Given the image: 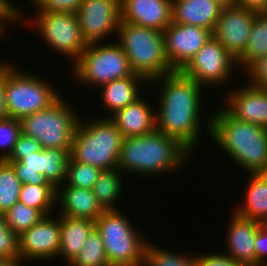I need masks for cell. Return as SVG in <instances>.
<instances>
[{
    "label": "cell",
    "mask_w": 267,
    "mask_h": 266,
    "mask_svg": "<svg viewBox=\"0 0 267 266\" xmlns=\"http://www.w3.org/2000/svg\"><path fill=\"white\" fill-rule=\"evenodd\" d=\"M267 55V15L258 12L251 27L244 53L236 60L237 69L245 72L255 61ZM243 68V69H242Z\"/></svg>",
    "instance_id": "obj_25"
},
{
    "label": "cell",
    "mask_w": 267,
    "mask_h": 266,
    "mask_svg": "<svg viewBox=\"0 0 267 266\" xmlns=\"http://www.w3.org/2000/svg\"><path fill=\"white\" fill-rule=\"evenodd\" d=\"M36 12V13H35ZM35 17L29 23L44 43L61 56L72 59V65L79 59L82 52L87 48L79 20L73 13H56L49 11H34ZM34 25V26H33Z\"/></svg>",
    "instance_id": "obj_10"
},
{
    "label": "cell",
    "mask_w": 267,
    "mask_h": 266,
    "mask_svg": "<svg viewBox=\"0 0 267 266\" xmlns=\"http://www.w3.org/2000/svg\"><path fill=\"white\" fill-rule=\"evenodd\" d=\"M149 83L151 86L158 83L160 87L158 108L155 105L156 130L178 140L193 153L200 142L203 124L202 127L207 128L206 133L210 136V114L206 117L207 122L206 119L200 120L204 108L201 102L204 96H201L205 87L186 78L180 71L161 76Z\"/></svg>",
    "instance_id": "obj_1"
},
{
    "label": "cell",
    "mask_w": 267,
    "mask_h": 266,
    "mask_svg": "<svg viewBox=\"0 0 267 266\" xmlns=\"http://www.w3.org/2000/svg\"><path fill=\"white\" fill-rule=\"evenodd\" d=\"M11 62H4V92L8 117L20 120L48 108L60 92L37 74L20 70ZM58 90V91H57Z\"/></svg>",
    "instance_id": "obj_6"
},
{
    "label": "cell",
    "mask_w": 267,
    "mask_h": 266,
    "mask_svg": "<svg viewBox=\"0 0 267 266\" xmlns=\"http://www.w3.org/2000/svg\"><path fill=\"white\" fill-rule=\"evenodd\" d=\"M70 153L64 149L45 148L44 177L54 188L65 183Z\"/></svg>",
    "instance_id": "obj_33"
},
{
    "label": "cell",
    "mask_w": 267,
    "mask_h": 266,
    "mask_svg": "<svg viewBox=\"0 0 267 266\" xmlns=\"http://www.w3.org/2000/svg\"><path fill=\"white\" fill-rule=\"evenodd\" d=\"M60 218V250L58 257L64 259L69 265L80 253L85 240L95 228V221L88 218H73L59 215Z\"/></svg>",
    "instance_id": "obj_23"
},
{
    "label": "cell",
    "mask_w": 267,
    "mask_h": 266,
    "mask_svg": "<svg viewBox=\"0 0 267 266\" xmlns=\"http://www.w3.org/2000/svg\"><path fill=\"white\" fill-rule=\"evenodd\" d=\"M3 215L6 224L18 235L38 223L45 216L39 209L28 207L19 201Z\"/></svg>",
    "instance_id": "obj_32"
},
{
    "label": "cell",
    "mask_w": 267,
    "mask_h": 266,
    "mask_svg": "<svg viewBox=\"0 0 267 266\" xmlns=\"http://www.w3.org/2000/svg\"><path fill=\"white\" fill-rule=\"evenodd\" d=\"M107 42L88 43L87 48L72 65L70 73L78 85L99 89L113 80L135 74L120 44L116 40Z\"/></svg>",
    "instance_id": "obj_9"
},
{
    "label": "cell",
    "mask_w": 267,
    "mask_h": 266,
    "mask_svg": "<svg viewBox=\"0 0 267 266\" xmlns=\"http://www.w3.org/2000/svg\"><path fill=\"white\" fill-rule=\"evenodd\" d=\"M258 11L239 5L223 7L212 36L237 60L245 51Z\"/></svg>",
    "instance_id": "obj_14"
},
{
    "label": "cell",
    "mask_w": 267,
    "mask_h": 266,
    "mask_svg": "<svg viewBox=\"0 0 267 266\" xmlns=\"http://www.w3.org/2000/svg\"><path fill=\"white\" fill-rule=\"evenodd\" d=\"M22 183L17 177L13 166L0 160V213L4 214L19 199Z\"/></svg>",
    "instance_id": "obj_31"
},
{
    "label": "cell",
    "mask_w": 267,
    "mask_h": 266,
    "mask_svg": "<svg viewBox=\"0 0 267 266\" xmlns=\"http://www.w3.org/2000/svg\"><path fill=\"white\" fill-rule=\"evenodd\" d=\"M122 174L119 168L102 170L92 188L95 197L105 210L118 209L116 202L124 191Z\"/></svg>",
    "instance_id": "obj_26"
},
{
    "label": "cell",
    "mask_w": 267,
    "mask_h": 266,
    "mask_svg": "<svg viewBox=\"0 0 267 266\" xmlns=\"http://www.w3.org/2000/svg\"><path fill=\"white\" fill-rule=\"evenodd\" d=\"M210 138L247 175L267 172V128L234 119L219 108L210 114Z\"/></svg>",
    "instance_id": "obj_3"
},
{
    "label": "cell",
    "mask_w": 267,
    "mask_h": 266,
    "mask_svg": "<svg viewBox=\"0 0 267 266\" xmlns=\"http://www.w3.org/2000/svg\"><path fill=\"white\" fill-rule=\"evenodd\" d=\"M23 262L20 257L15 259H0V266H25Z\"/></svg>",
    "instance_id": "obj_45"
},
{
    "label": "cell",
    "mask_w": 267,
    "mask_h": 266,
    "mask_svg": "<svg viewBox=\"0 0 267 266\" xmlns=\"http://www.w3.org/2000/svg\"><path fill=\"white\" fill-rule=\"evenodd\" d=\"M190 154L178 140L155 129L148 134L123 138L118 168L125 178L126 174L128 177L140 174L145 178L168 176L178 167L183 168Z\"/></svg>",
    "instance_id": "obj_2"
},
{
    "label": "cell",
    "mask_w": 267,
    "mask_h": 266,
    "mask_svg": "<svg viewBox=\"0 0 267 266\" xmlns=\"http://www.w3.org/2000/svg\"><path fill=\"white\" fill-rule=\"evenodd\" d=\"M237 68L236 59L213 36L195 54V56L180 70L189 79L195 80L201 86L219 87L231 82L232 72ZM223 83V84H222ZM218 85V86H217Z\"/></svg>",
    "instance_id": "obj_11"
},
{
    "label": "cell",
    "mask_w": 267,
    "mask_h": 266,
    "mask_svg": "<svg viewBox=\"0 0 267 266\" xmlns=\"http://www.w3.org/2000/svg\"><path fill=\"white\" fill-rule=\"evenodd\" d=\"M246 84L227 91L223 109L234 119L267 128V89Z\"/></svg>",
    "instance_id": "obj_16"
},
{
    "label": "cell",
    "mask_w": 267,
    "mask_h": 266,
    "mask_svg": "<svg viewBox=\"0 0 267 266\" xmlns=\"http://www.w3.org/2000/svg\"><path fill=\"white\" fill-rule=\"evenodd\" d=\"M9 162L22 184H50L44 177L45 170V148L27 155L20 161Z\"/></svg>",
    "instance_id": "obj_28"
},
{
    "label": "cell",
    "mask_w": 267,
    "mask_h": 266,
    "mask_svg": "<svg viewBox=\"0 0 267 266\" xmlns=\"http://www.w3.org/2000/svg\"><path fill=\"white\" fill-rule=\"evenodd\" d=\"M20 133L19 120L8 117L0 121V160L10 155Z\"/></svg>",
    "instance_id": "obj_35"
},
{
    "label": "cell",
    "mask_w": 267,
    "mask_h": 266,
    "mask_svg": "<svg viewBox=\"0 0 267 266\" xmlns=\"http://www.w3.org/2000/svg\"><path fill=\"white\" fill-rule=\"evenodd\" d=\"M163 35L167 59L175 71H180L211 38L212 32L200 26L171 22Z\"/></svg>",
    "instance_id": "obj_15"
},
{
    "label": "cell",
    "mask_w": 267,
    "mask_h": 266,
    "mask_svg": "<svg viewBox=\"0 0 267 266\" xmlns=\"http://www.w3.org/2000/svg\"><path fill=\"white\" fill-rule=\"evenodd\" d=\"M65 99L62 95L48 108L21 118V133L39 141L42 148L64 149L70 153L80 115Z\"/></svg>",
    "instance_id": "obj_8"
},
{
    "label": "cell",
    "mask_w": 267,
    "mask_h": 266,
    "mask_svg": "<svg viewBox=\"0 0 267 266\" xmlns=\"http://www.w3.org/2000/svg\"><path fill=\"white\" fill-rule=\"evenodd\" d=\"M226 229V253L244 266H255L254 242L259 226L258 220L247 219L237 215L234 211L230 216Z\"/></svg>",
    "instance_id": "obj_17"
},
{
    "label": "cell",
    "mask_w": 267,
    "mask_h": 266,
    "mask_svg": "<svg viewBox=\"0 0 267 266\" xmlns=\"http://www.w3.org/2000/svg\"><path fill=\"white\" fill-rule=\"evenodd\" d=\"M101 169L68 159L65 183L72 187L93 188L98 179Z\"/></svg>",
    "instance_id": "obj_34"
},
{
    "label": "cell",
    "mask_w": 267,
    "mask_h": 266,
    "mask_svg": "<svg viewBox=\"0 0 267 266\" xmlns=\"http://www.w3.org/2000/svg\"><path fill=\"white\" fill-rule=\"evenodd\" d=\"M223 7L235 6L237 5V0H215Z\"/></svg>",
    "instance_id": "obj_46"
},
{
    "label": "cell",
    "mask_w": 267,
    "mask_h": 266,
    "mask_svg": "<svg viewBox=\"0 0 267 266\" xmlns=\"http://www.w3.org/2000/svg\"><path fill=\"white\" fill-rule=\"evenodd\" d=\"M261 13H263V14H266L267 15V2H266V6H265V8L261 11Z\"/></svg>",
    "instance_id": "obj_47"
},
{
    "label": "cell",
    "mask_w": 267,
    "mask_h": 266,
    "mask_svg": "<svg viewBox=\"0 0 267 266\" xmlns=\"http://www.w3.org/2000/svg\"><path fill=\"white\" fill-rule=\"evenodd\" d=\"M161 247L147 241L143 266H197L195 255L178 254Z\"/></svg>",
    "instance_id": "obj_30"
},
{
    "label": "cell",
    "mask_w": 267,
    "mask_h": 266,
    "mask_svg": "<svg viewBox=\"0 0 267 266\" xmlns=\"http://www.w3.org/2000/svg\"><path fill=\"white\" fill-rule=\"evenodd\" d=\"M244 201L234 212L241 217L267 223V172L248 173Z\"/></svg>",
    "instance_id": "obj_24"
},
{
    "label": "cell",
    "mask_w": 267,
    "mask_h": 266,
    "mask_svg": "<svg viewBox=\"0 0 267 266\" xmlns=\"http://www.w3.org/2000/svg\"><path fill=\"white\" fill-rule=\"evenodd\" d=\"M0 61V121L8 118L4 92V61Z\"/></svg>",
    "instance_id": "obj_43"
},
{
    "label": "cell",
    "mask_w": 267,
    "mask_h": 266,
    "mask_svg": "<svg viewBox=\"0 0 267 266\" xmlns=\"http://www.w3.org/2000/svg\"><path fill=\"white\" fill-rule=\"evenodd\" d=\"M56 188L51 184H22L18 201L39 209L45 216L51 215L56 206ZM54 207V208H53Z\"/></svg>",
    "instance_id": "obj_27"
},
{
    "label": "cell",
    "mask_w": 267,
    "mask_h": 266,
    "mask_svg": "<svg viewBox=\"0 0 267 266\" xmlns=\"http://www.w3.org/2000/svg\"><path fill=\"white\" fill-rule=\"evenodd\" d=\"M69 266H110L102 237L96 228L90 232L82 250Z\"/></svg>",
    "instance_id": "obj_29"
},
{
    "label": "cell",
    "mask_w": 267,
    "mask_h": 266,
    "mask_svg": "<svg viewBox=\"0 0 267 266\" xmlns=\"http://www.w3.org/2000/svg\"><path fill=\"white\" fill-rule=\"evenodd\" d=\"M116 37L133 72L148 82L176 72L166 56L163 32L121 21Z\"/></svg>",
    "instance_id": "obj_4"
},
{
    "label": "cell",
    "mask_w": 267,
    "mask_h": 266,
    "mask_svg": "<svg viewBox=\"0 0 267 266\" xmlns=\"http://www.w3.org/2000/svg\"><path fill=\"white\" fill-rule=\"evenodd\" d=\"M55 202L56 205L60 204L57 207L61 206V212L58 215L73 218H88L96 221L105 211L91 189L72 187L66 183L56 188Z\"/></svg>",
    "instance_id": "obj_20"
},
{
    "label": "cell",
    "mask_w": 267,
    "mask_h": 266,
    "mask_svg": "<svg viewBox=\"0 0 267 266\" xmlns=\"http://www.w3.org/2000/svg\"><path fill=\"white\" fill-rule=\"evenodd\" d=\"M120 209L105 210L95 221L110 266H143L147 241ZM144 236V237H143Z\"/></svg>",
    "instance_id": "obj_7"
},
{
    "label": "cell",
    "mask_w": 267,
    "mask_h": 266,
    "mask_svg": "<svg viewBox=\"0 0 267 266\" xmlns=\"http://www.w3.org/2000/svg\"><path fill=\"white\" fill-rule=\"evenodd\" d=\"M267 0H237V5L261 12L266 6Z\"/></svg>",
    "instance_id": "obj_44"
},
{
    "label": "cell",
    "mask_w": 267,
    "mask_h": 266,
    "mask_svg": "<svg viewBox=\"0 0 267 266\" xmlns=\"http://www.w3.org/2000/svg\"><path fill=\"white\" fill-rule=\"evenodd\" d=\"M1 35H4L5 36V34L0 30V37H1Z\"/></svg>",
    "instance_id": "obj_48"
},
{
    "label": "cell",
    "mask_w": 267,
    "mask_h": 266,
    "mask_svg": "<svg viewBox=\"0 0 267 266\" xmlns=\"http://www.w3.org/2000/svg\"><path fill=\"white\" fill-rule=\"evenodd\" d=\"M146 86L150 83L140 75L134 74L133 76L124 77L120 79L113 80L107 84H104L100 87L102 99L101 103L105 110L110 112V114L103 117H109L113 115L119 109L125 108L127 105L135 102L141 97L142 86ZM142 85V86H141ZM140 89H142L140 91ZM141 92V93H140Z\"/></svg>",
    "instance_id": "obj_22"
},
{
    "label": "cell",
    "mask_w": 267,
    "mask_h": 266,
    "mask_svg": "<svg viewBox=\"0 0 267 266\" xmlns=\"http://www.w3.org/2000/svg\"><path fill=\"white\" fill-rule=\"evenodd\" d=\"M222 8L215 0H173L172 22L200 26L212 32Z\"/></svg>",
    "instance_id": "obj_21"
},
{
    "label": "cell",
    "mask_w": 267,
    "mask_h": 266,
    "mask_svg": "<svg viewBox=\"0 0 267 266\" xmlns=\"http://www.w3.org/2000/svg\"><path fill=\"white\" fill-rule=\"evenodd\" d=\"M245 73L250 85L267 89V55L255 61Z\"/></svg>",
    "instance_id": "obj_40"
},
{
    "label": "cell",
    "mask_w": 267,
    "mask_h": 266,
    "mask_svg": "<svg viewBox=\"0 0 267 266\" xmlns=\"http://www.w3.org/2000/svg\"><path fill=\"white\" fill-rule=\"evenodd\" d=\"M19 255V235L6 224L0 213V259H15Z\"/></svg>",
    "instance_id": "obj_36"
},
{
    "label": "cell",
    "mask_w": 267,
    "mask_h": 266,
    "mask_svg": "<svg viewBox=\"0 0 267 266\" xmlns=\"http://www.w3.org/2000/svg\"><path fill=\"white\" fill-rule=\"evenodd\" d=\"M255 266H267V223H262L254 242Z\"/></svg>",
    "instance_id": "obj_42"
},
{
    "label": "cell",
    "mask_w": 267,
    "mask_h": 266,
    "mask_svg": "<svg viewBox=\"0 0 267 266\" xmlns=\"http://www.w3.org/2000/svg\"><path fill=\"white\" fill-rule=\"evenodd\" d=\"M60 218L44 216L38 223L19 235V255L27 261L56 259L60 250ZM27 259V260H26Z\"/></svg>",
    "instance_id": "obj_13"
},
{
    "label": "cell",
    "mask_w": 267,
    "mask_h": 266,
    "mask_svg": "<svg viewBox=\"0 0 267 266\" xmlns=\"http://www.w3.org/2000/svg\"><path fill=\"white\" fill-rule=\"evenodd\" d=\"M37 11L76 14L83 0H30Z\"/></svg>",
    "instance_id": "obj_37"
},
{
    "label": "cell",
    "mask_w": 267,
    "mask_h": 266,
    "mask_svg": "<svg viewBox=\"0 0 267 266\" xmlns=\"http://www.w3.org/2000/svg\"><path fill=\"white\" fill-rule=\"evenodd\" d=\"M173 0H120L121 21L163 32L172 22Z\"/></svg>",
    "instance_id": "obj_18"
},
{
    "label": "cell",
    "mask_w": 267,
    "mask_h": 266,
    "mask_svg": "<svg viewBox=\"0 0 267 266\" xmlns=\"http://www.w3.org/2000/svg\"><path fill=\"white\" fill-rule=\"evenodd\" d=\"M40 150H42V147L39 141L20 133L10 155L5 161H20L27 155L32 154V152Z\"/></svg>",
    "instance_id": "obj_38"
},
{
    "label": "cell",
    "mask_w": 267,
    "mask_h": 266,
    "mask_svg": "<svg viewBox=\"0 0 267 266\" xmlns=\"http://www.w3.org/2000/svg\"><path fill=\"white\" fill-rule=\"evenodd\" d=\"M197 266H244L226 253H210L195 255Z\"/></svg>",
    "instance_id": "obj_41"
},
{
    "label": "cell",
    "mask_w": 267,
    "mask_h": 266,
    "mask_svg": "<svg viewBox=\"0 0 267 266\" xmlns=\"http://www.w3.org/2000/svg\"><path fill=\"white\" fill-rule=\"evenodd\" d=\"M15 3L12 2V0H0V30L5 33L7 31L6 25L15 24V23H21L24 20L23 10L17 5H14ZM23 17V19H22ZM18 21V22H17ZM11 22V23H10ZM9 23V24H6ZM6 28V31L4 30Z\"/></svg>",
    "instance_id": "obj_39"
},
{
    "label": "cell",
    "mask_w": 267,
    "mask_h": 266,
    "mask_svg": "<svg viewBox=\"0 0 267 266\" xmlns=\"http://www.w3.org/2000/svg\"><path fill=\"white\" fill-rule=\"evenodd\" d=\"M76 15L87 43L104 42L108 36L117 35L120 0H83Z\"/></svg>",
    "instance_id": "obj_12"
},
{
    "label": "cell",
    "mask_w": 267,
    "mask_h": 266,
    "mask_svg": "<svg viewBox=\"0 0 267 266\" xmlns=\"http://www.w3.org/2000/svg\"><path fill=\"white\" fill-rule=\"evenodd\" d=\"M147 99L141 96L109 117L123 138L148 134L156 129L155 108L154 105L151 106L152 102L146 101Z\"/></svg>",
    "instance_id": "obj_19"
},
{
    "label": "cell",
    "mask_w": 267,
    "mask_h": 266,
    "mask_svg": "<svg viewBox=\"0 0 267 266\" xmlns=\"http://www.w3.org/2000/svg\"><path fill=\"white\" fill-rule=\"evenodd\" d=\"M79 118L70 157L101 170L118 168L123 136L109 117L90 121ZM90 122V123H89Z\"/></svg>",
    "instance_id": "obj_5"
}]
</instances>
